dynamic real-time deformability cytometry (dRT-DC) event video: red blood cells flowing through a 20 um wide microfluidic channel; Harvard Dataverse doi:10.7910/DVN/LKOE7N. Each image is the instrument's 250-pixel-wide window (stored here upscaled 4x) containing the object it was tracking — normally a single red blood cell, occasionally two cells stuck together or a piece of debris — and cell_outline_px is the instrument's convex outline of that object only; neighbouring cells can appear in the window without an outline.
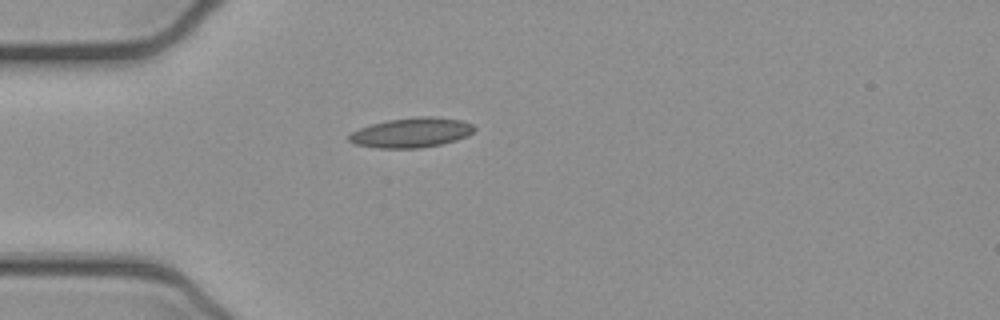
{"species": "common noctule bat (a hibernating species)", "species_latin": "Nyctalus noctula", "temperature_condition": "cold", "stored_images_in_passage": 39, "camera_frame_rate_fps": 3000, "um_per_image_px": 0.085, "animal": {"sex": "female", "body_mass_g": 21.9}, "frame": {"image": 1, "passage_image": 1, "time_ms": 0.0, "image_size_px": [1000, 320], "cell_outline_px": [[476, 128], [468, 136], [456, 140], [440, 144], [420, 148], [376, 148], [356, 144], [348, 140], [348, 136], [352, 132], [360, 128], [372, 124], [388, 120], [420, 116], [432, 116], [464, 120], [472, 124]], "centroid_in_image_um": [35.0, 11.27], "position_along_channel_um": 50.0, "area_um2": 21.73}}
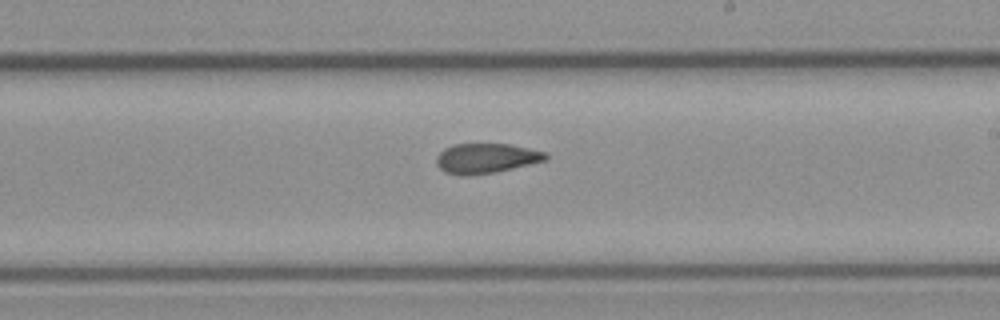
{"frame": {"image": 2, "passage_image": 17, "time_ms": 5.333, "image_size_px": [1000, 320], "cell_outline_px": [[548, 160], [496, 172], [468, 176], [460, 176], [444, 172], [436, 164], [436, 156], [444, 148], [452, 144], [508, 144], [548, 152]], "centroid_in_image_um": [41.31, 13.46], "position_along_channel_um": 247.7, "area_um2": 19.31}}
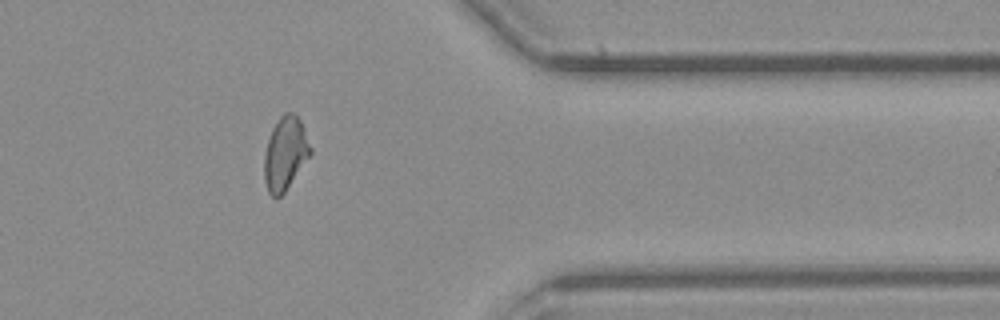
{"frame": {"image": 3, "passage_image": 29, "time_ms": 9.333, "image_size_px": [1000, 320], "cell_outline_px": [[312, 152], [284, 192], [276, 200], [268, 192], [264, 180], [264, 156], [268, 140], [272, 128], [280, 116], [284, 112], [292, 112], [300, 120], [304, 128], [312, 148]], "centroid_in_image_um": [24.23, 13.04], "position_along_channel_um": 387.2, "area_um2": 19.59}, "authors_computed_cell_mechanics": {"area_um2": 19.7098, "velocity_mm_per_s": 3.9086, "shape_relaxation_time_tau1_ms": null, "shape_relaxation_time_tau2_ms": 2.9183, "deformation_change_tau1": null, "deformation_change_tau2": 0.0945}}